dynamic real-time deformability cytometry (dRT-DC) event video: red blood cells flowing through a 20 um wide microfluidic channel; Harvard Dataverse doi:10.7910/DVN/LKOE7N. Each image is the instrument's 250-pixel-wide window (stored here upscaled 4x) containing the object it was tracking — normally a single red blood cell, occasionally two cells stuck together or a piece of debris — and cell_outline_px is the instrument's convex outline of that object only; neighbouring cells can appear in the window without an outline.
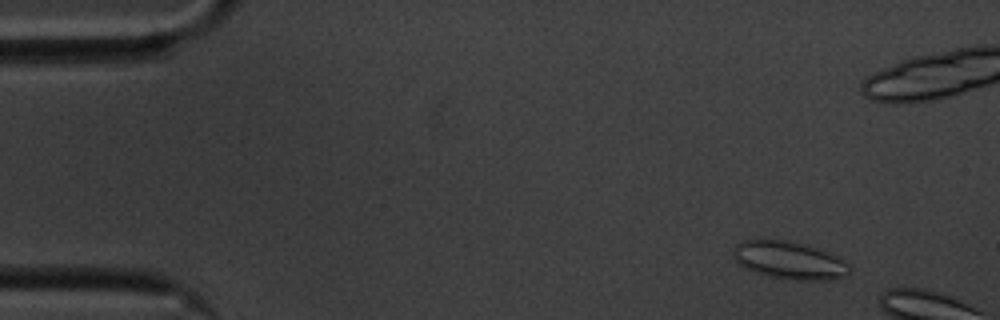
{"species": "common noctule bat (a hibernating species)", "species_latin": "Nyctalus noctula", "temperature_condition": "cold", "stored_images_in_passage": 8, "camera_frame_rate_fps": 3000, "um_per_image_px": 0.085, "animal": {"sex": "male", "body_mass_g": 20.1, "forearm_length_mm": 53.5}, "frame": {"image": 1, "passage_image": 3, "time_ms": 0.667, "image_size_px": [1000, 320], "cell_outline_px": [[852, 272], [844, 276], [832, 280], [796, 280], [772, 276], [756, 272], [744, 268], [732, 256], [732, 252], [736, 244], [744, 240], [788, 240], [816, 248], [836, 256], [852, 264]], "centroid_in_image_um": [67.13, 22.13], "position_along_channel_um": 17.9, "area_um2": 25.49}}